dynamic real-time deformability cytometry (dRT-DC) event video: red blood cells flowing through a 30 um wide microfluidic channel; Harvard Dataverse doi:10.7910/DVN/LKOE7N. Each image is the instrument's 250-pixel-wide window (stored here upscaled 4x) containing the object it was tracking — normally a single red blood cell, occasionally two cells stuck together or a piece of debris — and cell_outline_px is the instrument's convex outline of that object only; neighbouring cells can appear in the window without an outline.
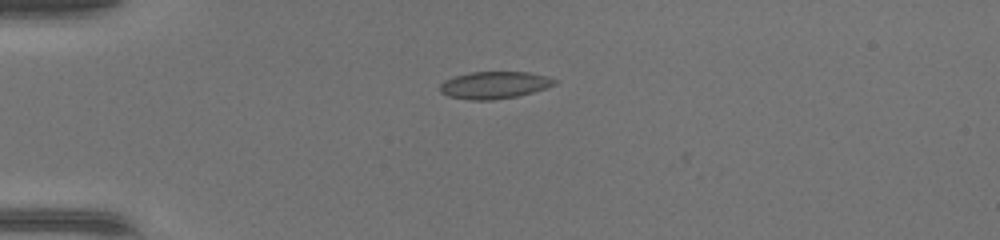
{"species": "common noctule bat (a hibernating species)", "species_latin": "Nyctalus noctula", "temperature_condition": "warm", "stored_images_in_passage": 31, "camera_frame_rate_fps": 3000, "um_per_image_px": 0.085, "animal": {"sex": "female", "body_mass_g": 17.0, "forearm_length_mm": 48.0}, "frame": {"image": 1, "passage_image": 1, "time_ms": 0.0, "image_size_px": [1000, 240], "cell_outline_px": [[556, 84], [548, 88], [516, 96], [492, 100], [472, 100], [448, 96], [440, 92], [440, 84], [444, 80], [456, 76], [472, 72], [532, 72], [548, 76], [556, 80]], "centroid_in_image_um": [42.04, 7.22], "position_along_channel_um": 43.0, "area_um2": 18.15}}
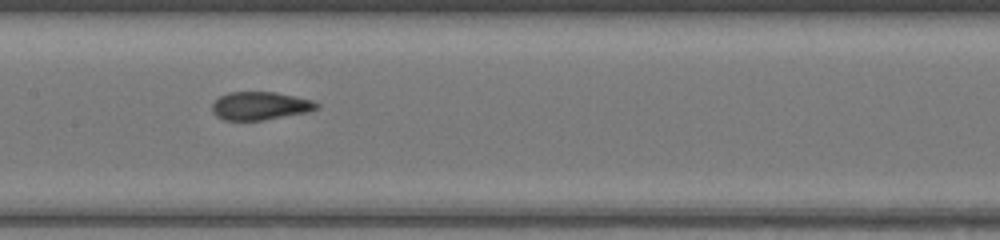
{"frame": {"image": 2, "passage_image": 13, "time_ms": 4.0, "image_size_px": [1000, 240], "cell_outline_px": [[320, 108], [308, 112], [264, 120], [224, 120], [216, 116], [212, 112], [212, 104], [220, 96], [228, 92], [276, 92], [296, 96], [312, 100], [320, 104]], "centroid_in_image_um": [22.14, 8.99], "position_along_channel_um": 185.3, "area_um2": 17.28}}
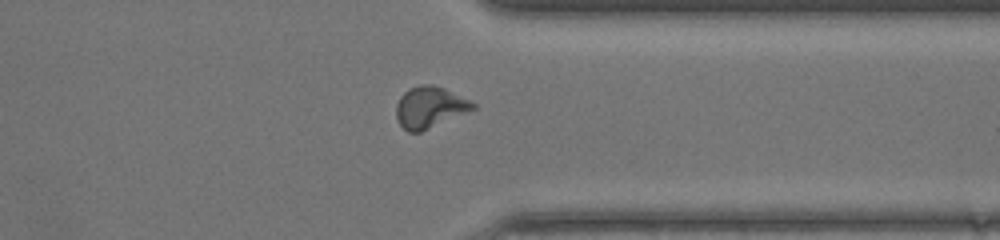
{"frame": {"image": 3, "passage_image": 26, "time_ms": 8.333, "image_size_px": [1000, 240], "cell_outline_px": [[476, 108], [420, 132], [408, 132], [396, 120], [396, 104], [400, 96], [408, 88], [420, 84], [432, 84], [444, 88], [476, 104]], "centroid_in_image_um": [36.48, 9.1], "position_along_channel_um": 374.9, "area_um2": 18.32}}